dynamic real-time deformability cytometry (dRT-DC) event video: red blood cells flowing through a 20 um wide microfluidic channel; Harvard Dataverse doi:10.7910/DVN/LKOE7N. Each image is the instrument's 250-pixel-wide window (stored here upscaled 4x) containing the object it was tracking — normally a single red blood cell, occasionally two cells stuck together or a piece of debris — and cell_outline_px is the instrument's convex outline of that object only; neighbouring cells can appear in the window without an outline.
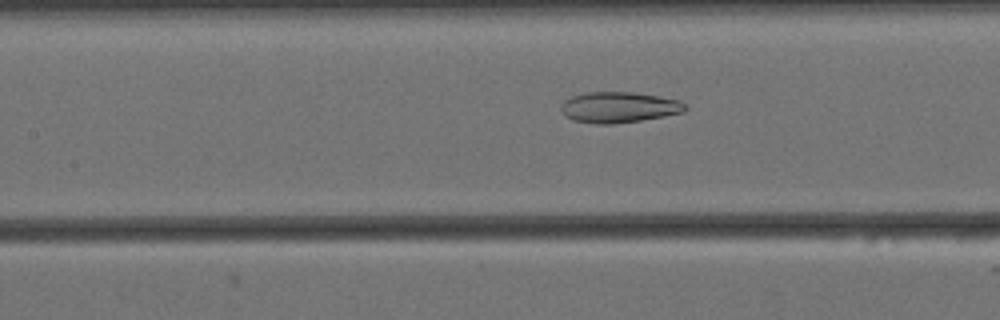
{"species": "Egyptian fruit bat (a non-hibernating species)", "species_latin": "Rousettus aegyptiacus", "temperature_condition": "cold", "stored_images_in_passage": 36, "camera_frame_rate_fps": 3000, "um_per_image_px": 0.085, "animal": {"sex": "female"}, "frame": {"image": 1, "passage_image": 8, "time_ms": 2.333, "image_size_px": [1000, 320], "cell_outline_px": [[688, 108], [684, 112], [664, 116], [640, 120], [612, 124], [596, 124], [572, 120], [564, 116], [560, 108], [560, 104], [564, 100], [572, 96], [588, 92], [632, 92], [660, 96], [680, 100]], "centroid_in_image_um": [52.58, 9.12], "position_along_channel_um": 154.8, "area_um2": 22.43}}
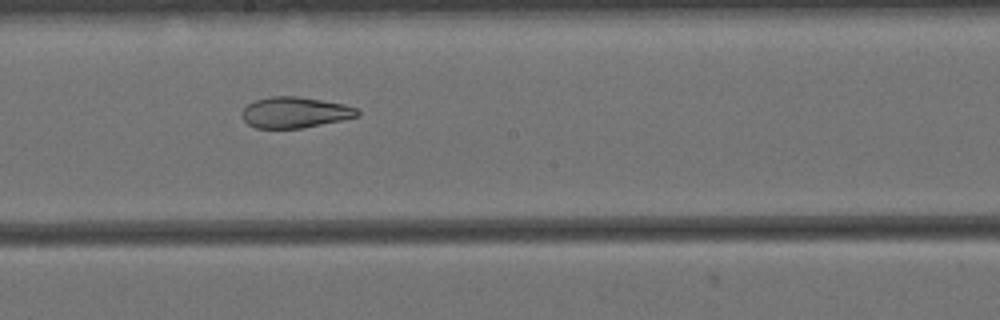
{"frame": {"image": 2, "passage_image": 14, "time_ms": 4.333, "image_size_px": [1000, 320], "cell_outline_px": [[360, 116], [300, 128], [256, 128], [248, 124], [240, 116], [244, 108], [248, 104], [256, 100], [272, 96], [296, 96], [344, 104], [356, 108], [360, 112]], "centroid_in_image_um": [25.05, 9.55], "position_along_channel_um": 223.2, "area_um2": 20.58}}
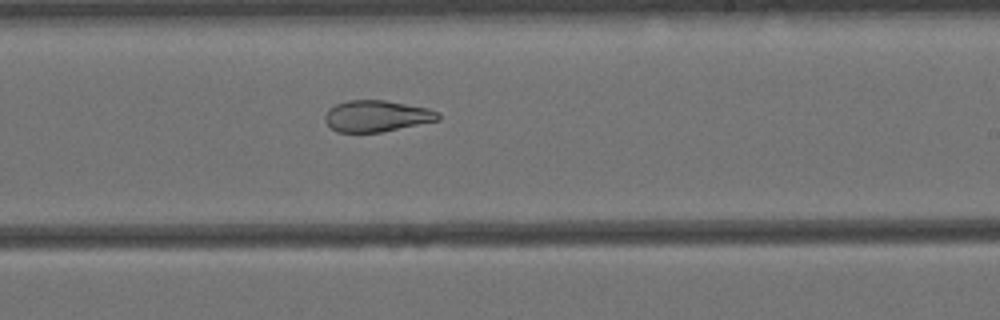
{"frame": {"image": 3, "passage_image": 17, "time_ms": 5.333, "image_size_px": [1000, 320], "cell_outline_px": [[440, 120], [380, 132], [336, 132], [324, 120], [324, 116], [328, 108], [336, 104], [348, 100], [384, 100], [428, 108], [440, 112]], "centroid_in_image_um": [32.01, 9.86], "position_along_channel_um": 257.0, "area_um2": 20.69}}